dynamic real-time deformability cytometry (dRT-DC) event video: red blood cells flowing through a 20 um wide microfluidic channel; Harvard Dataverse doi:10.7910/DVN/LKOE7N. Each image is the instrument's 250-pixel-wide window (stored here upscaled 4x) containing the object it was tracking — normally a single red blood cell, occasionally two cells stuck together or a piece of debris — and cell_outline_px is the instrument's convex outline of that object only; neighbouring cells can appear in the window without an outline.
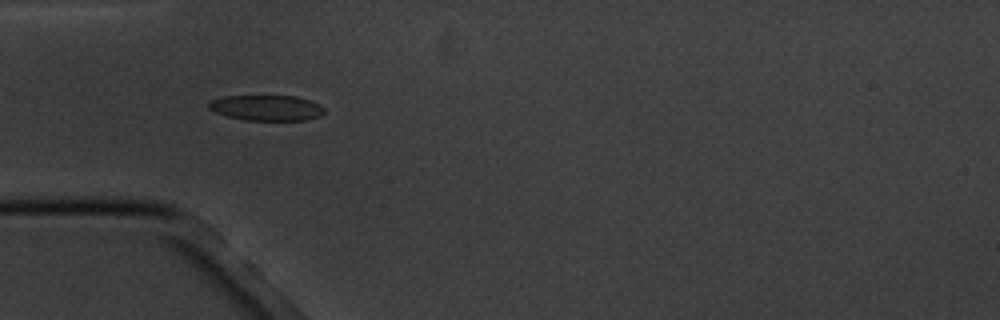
{"species": "common noctule bat (a hibernating species)", "species_latin": "Nyctalus noctula", "temperature_condition": "cold", "stored_images_in_passage": 5, "camera_frame_rate_fps": 3000, "um_per_image_px": 0.085, "animal": {"sex": "male", "body_mass_g": 20.1, "forearm_length_mm": 53.5}, "frame": {"image": 1, "passage_image": 4, "time_ms": 5.0, "image_size_px": [1000, 320], "cell_outline_px": [[324, 112], [320, 116], [304, 120], [244, 120], [228, 116], [216, 112], [208, 108], [208, 104], [212, 100], [224, 96], [296, 96], [308, 100], [324, 108]], "centroid_in_image_um": [22.64, 9.17], "position_along_channel_um": 62.4, "area_um2": 16.94}}
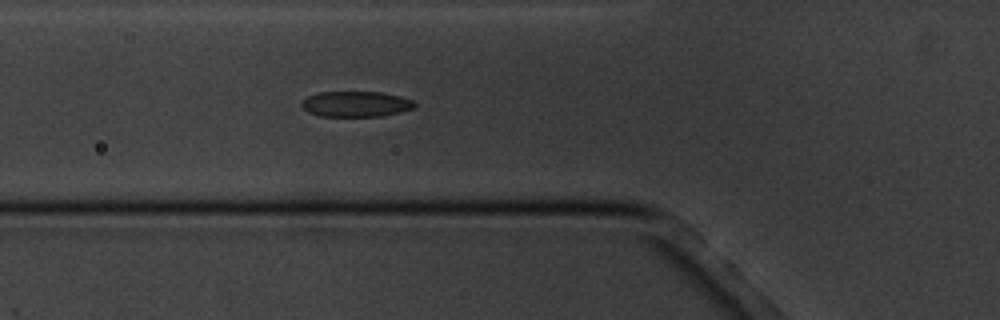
{"frame": {"image": 2, "passage_image": 5, "time_ms": 6.0, "image_size_px": [1000, 320], "cell_outline_px": [[416, 104], [412, 108], [400, 112], [380, 116], [320, 116], [308, 112], [300, 104], [300, 100], [316, 92], [380, 92], [400, 96], [412, 100]], "centroid_in_image_um": [30.2, 8.83], "position_along_channel_um": 95.6, "area_um2": 16.82}}